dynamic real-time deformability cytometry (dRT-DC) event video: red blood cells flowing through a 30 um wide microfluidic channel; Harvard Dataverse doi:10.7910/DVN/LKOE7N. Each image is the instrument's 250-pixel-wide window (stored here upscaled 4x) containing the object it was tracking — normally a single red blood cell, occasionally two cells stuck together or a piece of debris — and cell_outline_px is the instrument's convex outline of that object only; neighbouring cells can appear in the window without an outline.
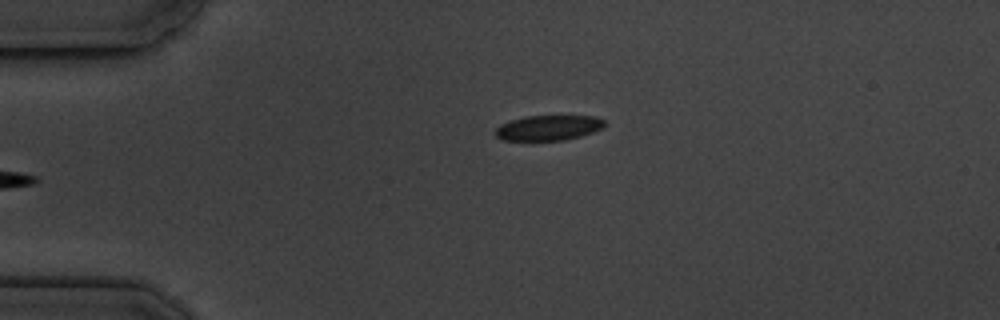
{"species": "common noctule bat (a hibernating species)", "species_latin": "Nyctalus noctula", "temperature_condition": "cold", "stored_images_in_passage": 6, "camera_frame_rate_fps": 3000, "um_per_image_px": 0.085, "animal": {"sex": "male", "body_mass_g": 19.5, "forearm_length_mm": 54.6}, "frame": {"image": 1, "passage_image": 6, "time_ms": 5.667, "image_size_px": [1000, 320], "cell_outline_px": [[608, 124], [604, 128], [580, 136], [564, 140], [504, 140], [496, 136], [492, 132], [500, 124], [508, 120], [524, 116], [596, 116], [604, 120]], "centroid_in_image_um": [46.61, 10.85], "position_along_channel_um": 38.4, "area_um2": 16.24}}